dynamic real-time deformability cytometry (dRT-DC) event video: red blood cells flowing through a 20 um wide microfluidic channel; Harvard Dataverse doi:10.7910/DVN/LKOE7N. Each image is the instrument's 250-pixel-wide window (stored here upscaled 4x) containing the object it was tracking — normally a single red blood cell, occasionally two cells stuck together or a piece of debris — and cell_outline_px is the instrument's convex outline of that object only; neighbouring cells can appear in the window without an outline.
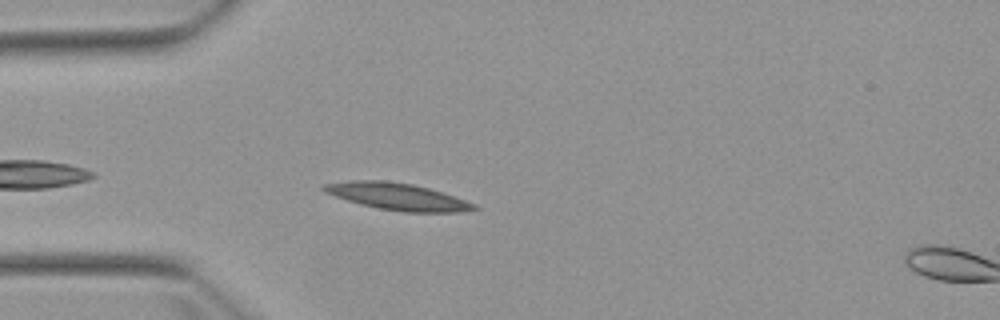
{"species": "Egyptian fruit bat (a non-hibernating species)", "species_latin": "Rousettus aegyptiacus", "temperature_condition": "warm", "stored_images_in_passage": 3, "segment_of_instrument_passage": [1, 2], "camera_frame_rate_fps": 3000, "um_per_image_px": 0.085, "animal": {"sex": "female"}, "frame": {"image": 1, "passage_image": 2, "time_ms": 1.333, "image_size_px": [1000, 320], "cell_outline_px": [[480, 208], [464, 212], [400, 212], [376, 208], [360, 204], [324, 192], [320, 188], [324, 184], [348, 180], [384, 180], [412, 184], [428, 188], [476, 204]], "centroid_in_image_um": [33.76, 16.71], "position_along_channel_um": 51.2, "area_um2": 23.52}}